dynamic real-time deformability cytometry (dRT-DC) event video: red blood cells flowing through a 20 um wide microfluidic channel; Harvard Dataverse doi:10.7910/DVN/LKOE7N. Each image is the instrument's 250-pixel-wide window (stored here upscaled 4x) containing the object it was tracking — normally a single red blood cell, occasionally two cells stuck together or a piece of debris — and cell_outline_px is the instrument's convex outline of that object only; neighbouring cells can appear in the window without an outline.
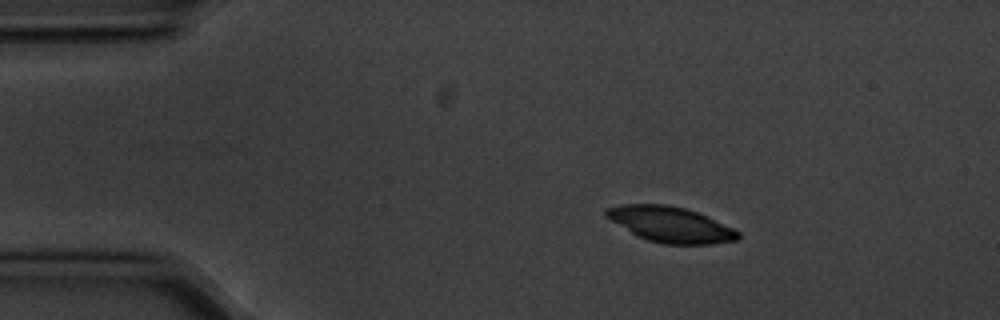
{"species": "common noctule bat (a hibernating species)", "species_latin": "Nyctalus noctula", "temperature_condition": "cold", "stored_images_in_passage": 3, "camera_frame_rate_fps": 3000, "um_per_image_px": 0.085, "animal": {"sex": "male", "body_mass_g": 20.1, "forearm_length_mm": 53.5}, "frame": {"image": 1, "passage_image": 2, "time_ms": 0.333, "image_size_px": [1000, 320], "cell_outline_px": [[740, 236], [736, 240], [712, 244], [664, 244], [648, 240], [636, 236], [604, 216], [604, 208], [620, 204], [664, 204], [684, 208], [708, 216], [740, 232]], "centroid_in_image_um": [56.95, 19.07], "position_along_channel_um": 28.1, "area_um2": 27.34}}